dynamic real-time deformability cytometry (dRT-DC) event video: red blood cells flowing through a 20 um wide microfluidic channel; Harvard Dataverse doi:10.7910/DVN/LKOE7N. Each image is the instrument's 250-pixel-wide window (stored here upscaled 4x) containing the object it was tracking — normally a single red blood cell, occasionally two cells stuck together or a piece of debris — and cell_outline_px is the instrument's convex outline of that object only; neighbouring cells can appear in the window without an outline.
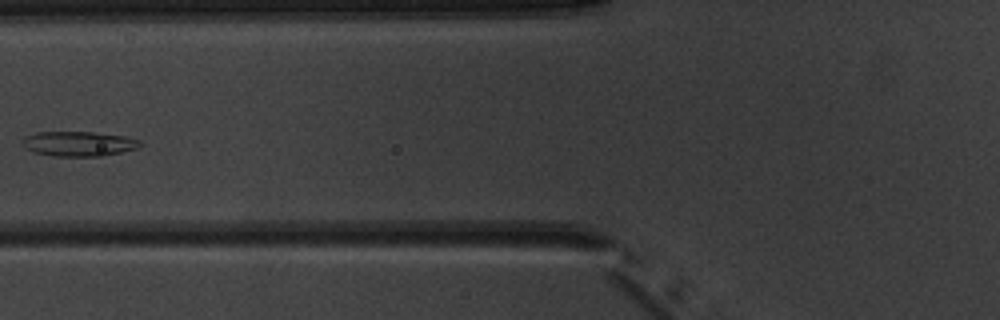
{"species": "common noctule bat (a hibernating species)", "species_latin": "Nyctalus noctula", "temperature_condition": "warm", "stored_images_in_passage": 4, "camera_frame_rate_fps": 3000, "um_per_image_px": 0.085, "animal": {"sex": "male", "body_mass_g": 20.1, "forearm_length_mm": 53.5}, "frame": {"image": 1, "passage_image": 3, "time_ms": 2.333, "image_size_px": [1000, 320], "cell_outline_px": [[144, 144], [136, 148], [104, 156], [52, 156], [32, 152], [24, 148], [20, 140], [24, 136], [36, 132], [92, 132], [128, 136], [140, 140]], "centroid_in_image_um": [6.66, 12.21], "position_along_channel_um": 119.1, "area_um2": 17.34}}
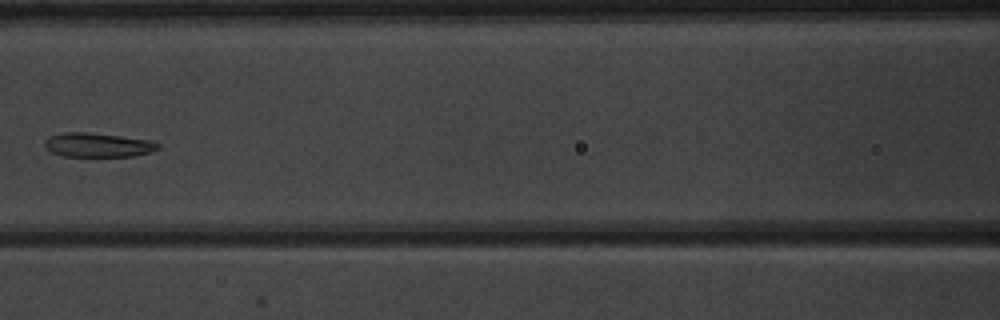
{"frame": {"image": 2, "passage_image": 4, "time_ms": 3.333, "image_size_px": [1000, 320], "cell_outline_px": [[160, 148], [148, 152], [132, 156], [64, 156], [52, 152], [44, 144], [44, 140], [52, 136], [64, 132], [88, 132], [120, 136], [148, 140], [160, 144]], "centroid_in_image_um": [8.31, 12.32], "position_along_channel_um": 158.3, "area_um2": 15.66}}